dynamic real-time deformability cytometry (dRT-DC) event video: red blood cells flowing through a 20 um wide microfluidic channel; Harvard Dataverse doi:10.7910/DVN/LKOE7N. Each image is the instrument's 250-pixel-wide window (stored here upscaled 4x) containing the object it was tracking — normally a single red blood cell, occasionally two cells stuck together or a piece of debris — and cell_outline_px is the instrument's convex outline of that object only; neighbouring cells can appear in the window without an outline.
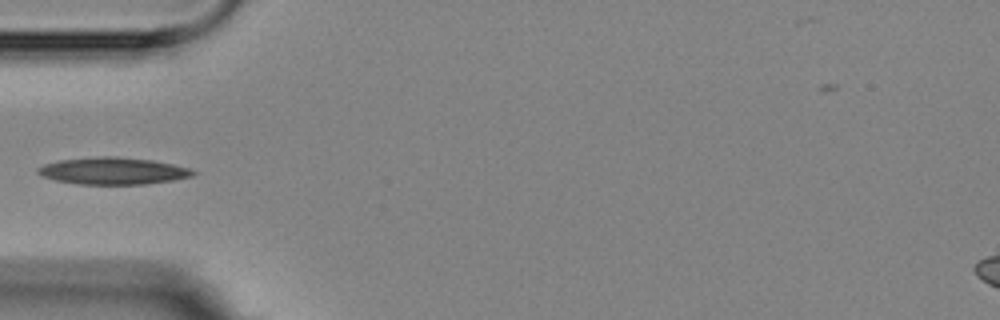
{"species": "Egyptian fruit bat (a non-hibernating species)", "species_latin": "Rousettus aegyptiacus", "temperature_condition": "room temperature", "stored_images_in_passage": 16, "camera_frame_rate_fps": 3000, "um_per_image_px": 0.085, "animal": {"sex": "female"}, "frame": {"image": 1, "passage_image": 5, "time_ms": 4.667, "image_size_px": [1000, 320], "cell_outline_px": [[196, 172], [192, 176], [172, 180], [144, 184], [80, 184], [56, 180], [44, 176], [36, 172], [36, 168], [44, 164], [60, 160], [100, 156], [112, 156], [152, 160], [172, 164], [188, 168]], "centroid_in_image_um": [9.58, 14.52], "position_along_channel_um": 75.4, "area_um2": 24.1}}
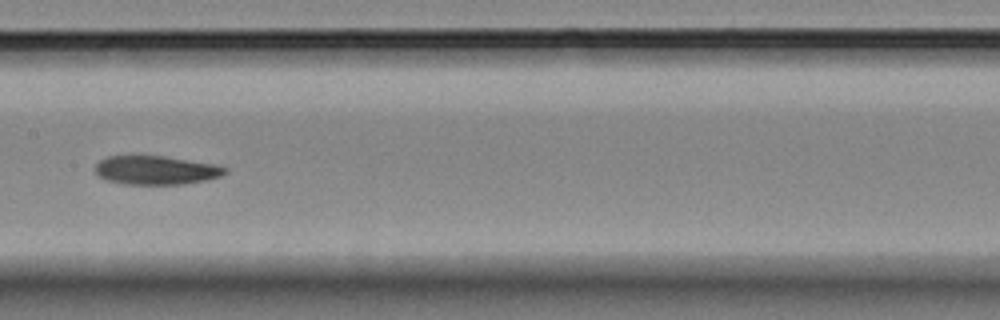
{"frame": {"image": 2, "passage_image": 8, "time_ms": 8.0, "image_size_px": [1000, 320], "cell_outline_px": [[228, 172], [220, 176], [208, 180], [184, 184], [124, 184], [108, 180], [100, 176], [96, 172], [96, 164], [100, 160], [108, 156], [164, 156], [212, 164], [228, 168]], "centroid_in_image_um": [13.28, 14.47], "position_along_channel_um": 194.1, "area_um2": 21.56}}
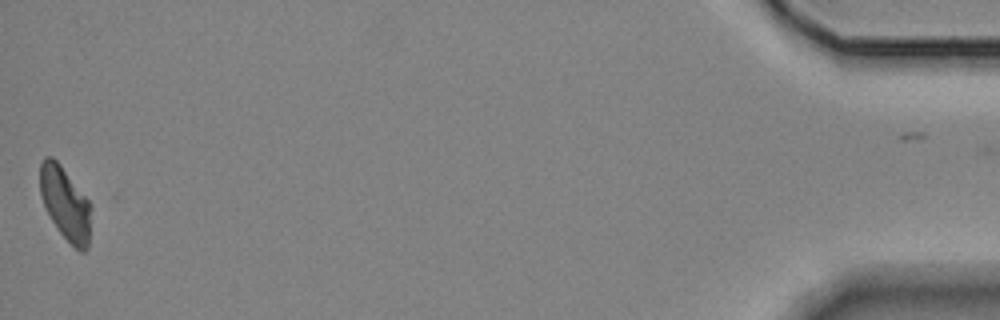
{"frame": {"image": 3, "passage_image": 16, "time_ms": 17.333, "image_size_px": [1000, 320], "cell_outline_px": [[92, 208], [88, 248], [84, 252], [80, 252], [60, 232], [52, 220], [44, 204], [40, 192], [40, 164], [44, 156], [52, 156], [60, 164], [92, 204]], "centroid_in_image_um": [5.58, 17.28], "position_along_channel_um": 429.6, "area_um2": 21.68}, "authors_computed_cell_mechanics": {"area_um2": 22.8599, "velocity_mm_per_s": 3.5401, "shape_relaxation_time_tau1_ms": 7.103, "shape_relaxation_time_tau2_ms": null, "deformation_change_tau1": 0.1698, "deformation_change_tau2": null}}